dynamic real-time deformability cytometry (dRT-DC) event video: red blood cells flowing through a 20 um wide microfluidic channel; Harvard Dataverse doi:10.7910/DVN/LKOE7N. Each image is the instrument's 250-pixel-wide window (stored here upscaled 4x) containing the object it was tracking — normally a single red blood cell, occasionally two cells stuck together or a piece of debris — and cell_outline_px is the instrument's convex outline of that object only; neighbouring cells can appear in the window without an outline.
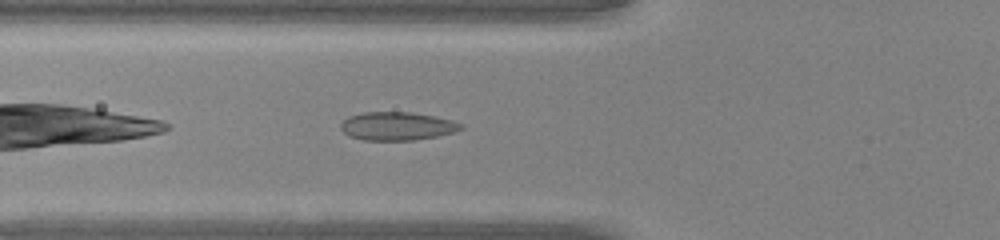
{"species": "common noctule bat (a hibernating species)", "species_latin": "Nyctalus noctula", "temperature_condition": "warm", "stored_images_in_passage": 31, "camera_frame_rate_fps": 3000, "um_per_image_px": 0.085, "animal": {"sex": "male", "body_mass_g": 20.0, "forearm_length_mm": 53.3}, "frame": {"image": 1, "passage_image": 3, "time_ms": 0.667, "image_size_px": [1000, 240], "cell_outline_px": [[464, 128], [456, 132], [416, 140], [364, 140], [348, 136], [340, 128], [340, 124], [348, 116], [360, 112], [408, 112], [432, 116], [452, 120], [464, 124]], "centroid_in_image_um": [33.75, 10.72], "position_along_channel_um": 92.1, "area_um2": 19.94}}
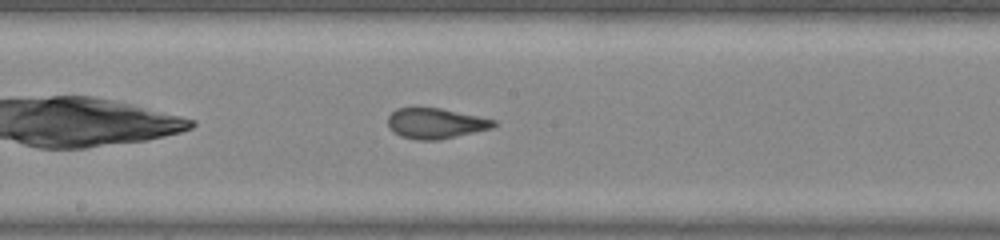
{"frame": {"image": 2, "passage_image": 11, "time_ms": 3.333, "image_size_px": [1000, 240], "cell_outline_px": [[500, 124], [492, 128], [440, 140], [416, 140], [400, 136], [388, 124], [388, 116], [396, 108], [440, 108], [496, 120]], "centroid_in_image_um": [37.06, 10.49], "position_along_channel_um": 211.1, "area_um2": 18.67}}
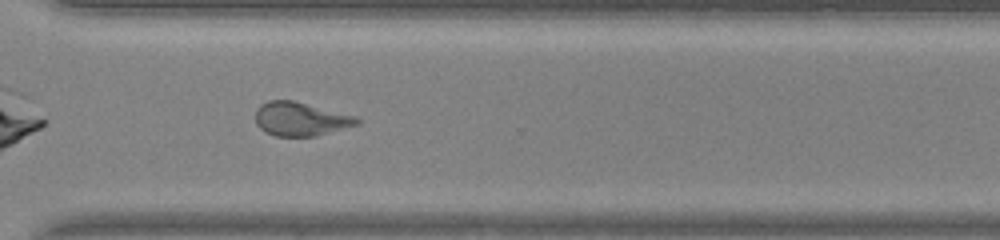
{"frame": {"image": 3, "passage_image": 20, "time_ms": 6.333, "image_size_px": [1000, 240], "cell_outline_px": [[360, 124], [316, 136], [276, 136], [264, 132], [256, 124], [256, 108], [260, 104], [268, 100], [292, 100], [356, 116], [360, 120]], "centroid_in_image_um": [25.53, 10.12], "position_along_channel_um": 345.1, "area_um2": 20.0}}